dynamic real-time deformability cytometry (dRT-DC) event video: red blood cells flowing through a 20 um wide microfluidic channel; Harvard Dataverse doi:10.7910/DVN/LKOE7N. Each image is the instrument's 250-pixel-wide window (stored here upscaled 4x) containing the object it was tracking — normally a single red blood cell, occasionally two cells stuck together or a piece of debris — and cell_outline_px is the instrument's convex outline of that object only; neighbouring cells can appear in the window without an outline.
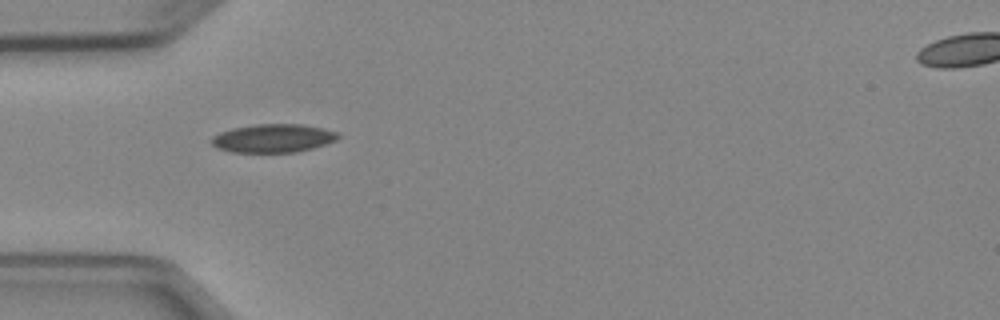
{"species": "Egyptian fruit bat (a non-hibernating species)", "species_latin": "Rousettus aegyptiacus", "temperature_condition": "cold", "stored_images_in_passage": 1, "camera_frame_rate_fps": 3000, "um_per_image_px": 0.085, "animal": {"sex": "female"}, "frame": {"image": 1, "passage_image": 1, "time_ms": 0.0, "image_size_px": [1000, 320], "cell_outline_px": [[340, 136], [336, 140], [312, 148], [296, 152], [232, 152], [216, 148], [212, 144], [212, 136], [220, 132], [232, 128], [256, 124], [304, 124], [324, 128], [340, 132]], "centroid_in_image_um": [23.23, 11.74], "position_along_channel_um": 61.8, "area_um2": 21.04}}